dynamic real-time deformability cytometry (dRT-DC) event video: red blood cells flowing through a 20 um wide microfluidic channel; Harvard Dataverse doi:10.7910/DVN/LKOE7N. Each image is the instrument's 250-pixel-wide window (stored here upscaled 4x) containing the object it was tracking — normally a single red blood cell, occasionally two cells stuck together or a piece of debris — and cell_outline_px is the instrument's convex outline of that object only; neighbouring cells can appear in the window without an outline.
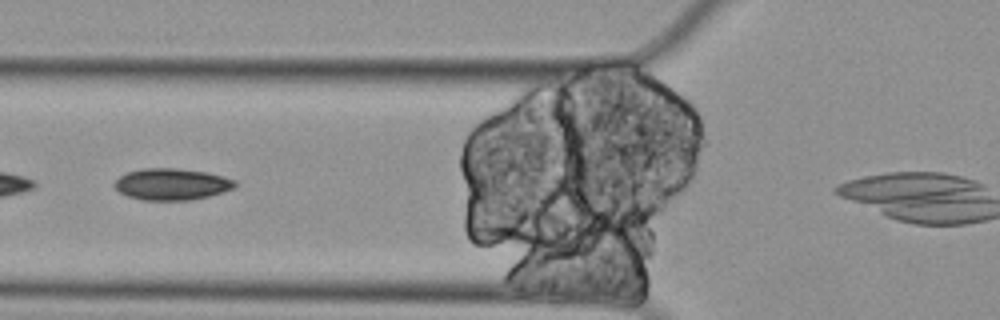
{"species": "Egyptian fruit bat (a non-hibernating species)", "species_latin": "Rousettus aegyptiacus", "temperature_condition": "cold", "stored_images_in_passage": 12, "camera_frame_rate_fps": 3000, "um_per_image_px": 0.085, "animal": {"sex": "female"}, "frame": {"image": 1, "passage_image": 4, "time_ms": 1.0, "image_size_px": [1000, 320], "cell_outline_px": [[236, 184], [232, 188], [208, 196], [188, 200], [144, 200], [128, 196], [120, 192], [112, 184], [120, 176], [128, 172], [140, 168], [176, 168], [208, 172], [224, 176], [236, 180]], "centroid_in_image_um": [14.58, 15.64], "position_along_channel_um": 111.2, "area_um2": 22.08}}
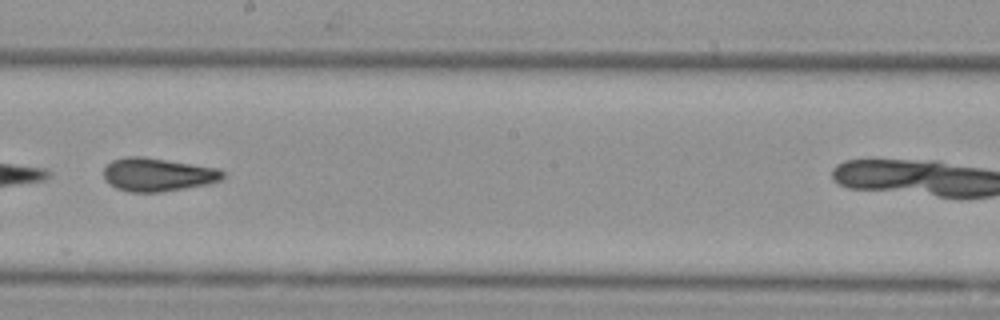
{"frame": {"image": 2, "passage_image": 7, "time_ms": 2.0, "image_size_px": [1000, 320], "cell_outline_px": [[224, 176], [220, 180], [208, 184], [160, 192], [128, 192], [116, 188], [104, 180], [104, 168], [112, 160], [124, 156], [144, 156], [220, 168], [224, 172]], "centroid_in_image_um": [13.39, 14.83], "position_along_channel_um": 234.8, "area_um2": 23.35}}
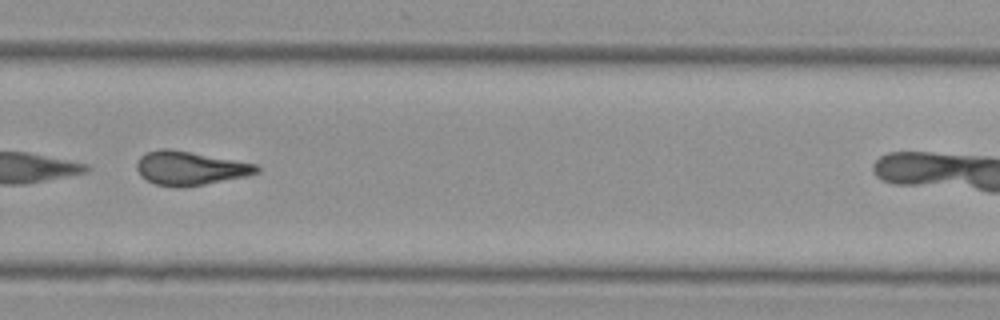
{"frame": {"image": 3, "passage_image": 9, "time_ms": 2.667, "image_size_px": [1000, 320], "cell_outline_px": [[260, 172], [248, 176], [204, 184], [156, 184], [140, 176], [136, 168], [136, 164], [140, 156], [148, 152], [160, 148], [168, 148], [260, 164]], "centroid_in_image_um": [16.21, 14.25], "position_along_channel_um": 313.6, "area_um2": 23.12}}